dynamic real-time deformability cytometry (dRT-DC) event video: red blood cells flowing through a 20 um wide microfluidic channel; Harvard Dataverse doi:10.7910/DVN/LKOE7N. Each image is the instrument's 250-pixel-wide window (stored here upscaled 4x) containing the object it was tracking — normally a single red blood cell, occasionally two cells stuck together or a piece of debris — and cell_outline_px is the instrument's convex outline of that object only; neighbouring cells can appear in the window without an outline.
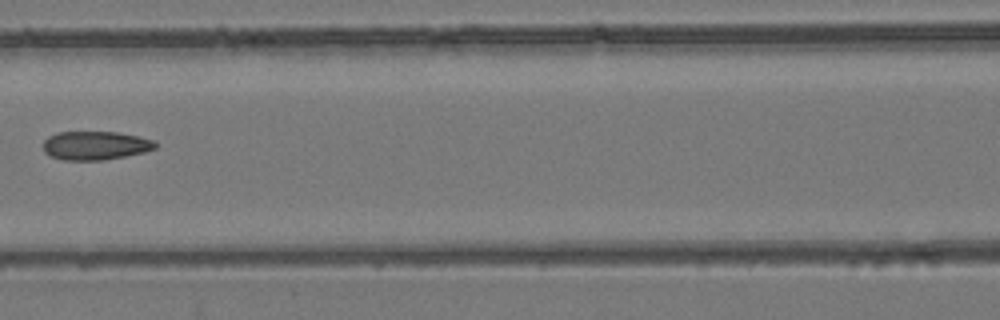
{"species": "common noctule bat (a hibernating species)", "species_latin": "Nyctalus noctula", "temperature_condition": "room temperature", "stored_images_in_passage": 7, "camera_frame_rate_fps": 3000, "um_per_image_px": 0.085, "animal": {"sex": "female", "body_mass_g": 24.6, "forearm_length_mm": 56.2}, "frame": {"image": 1, "passage_image": 7, "time_ms": 7.333, "image_size_px": [1000, 320], "cell_outline_px": [[156, 148], [144, 152], [104, 160], [64, 160], [52, 156], [44, 152], [44, 140], [48, 136], [60, 132], [116, 132], [140, 136], [156, 140]], "centroid_in_image_um": [8.13, 12.36], "position_along_channel_um": 158.5, "area_um2": 18.73}}